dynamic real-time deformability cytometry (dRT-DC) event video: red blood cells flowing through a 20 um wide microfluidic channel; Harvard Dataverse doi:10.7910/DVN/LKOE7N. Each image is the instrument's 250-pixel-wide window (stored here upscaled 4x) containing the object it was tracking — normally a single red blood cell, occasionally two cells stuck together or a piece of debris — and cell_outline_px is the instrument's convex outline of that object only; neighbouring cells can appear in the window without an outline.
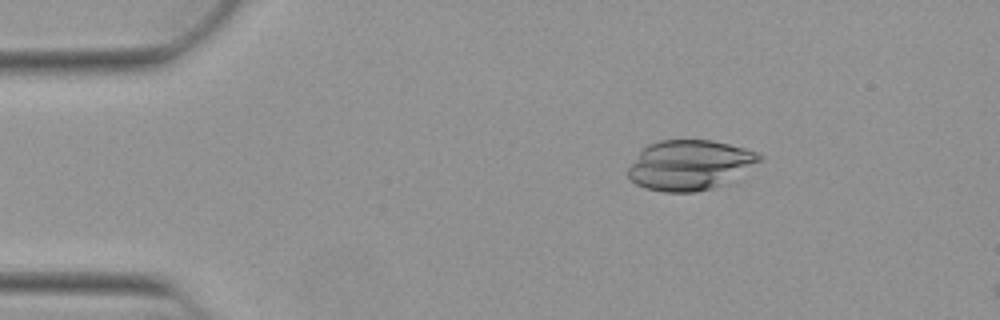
{"species": "Egyptian fruit bat (a non-hibernating species)", "species_latin": "Rousettus aegyptiacus", "temperature_condition": "warm", "stored_images_in_passage": 14, "camera_frame_rate_fps": 3000, "um_per_image_px": 0.085, "animal": {"sex": "female"}, "frame": {"image": 1, "passage_image": 8, "time_ms": 2.333, "image_size_px": [1000, 320], "cell_outline_px": [[764, 160], [732, 184], [696, 192], [664, 192], [644, 188], [636, 184], [628, 176], [628, 168], [640, 152], [648, 144], [660, 140], [712, 140], [744, 148], [756, 152], [764, 156]], "centroid_in_image_um": [58.74, 14.06], "position_along_channel_um": 26.3, "area_um2": 39.13}}